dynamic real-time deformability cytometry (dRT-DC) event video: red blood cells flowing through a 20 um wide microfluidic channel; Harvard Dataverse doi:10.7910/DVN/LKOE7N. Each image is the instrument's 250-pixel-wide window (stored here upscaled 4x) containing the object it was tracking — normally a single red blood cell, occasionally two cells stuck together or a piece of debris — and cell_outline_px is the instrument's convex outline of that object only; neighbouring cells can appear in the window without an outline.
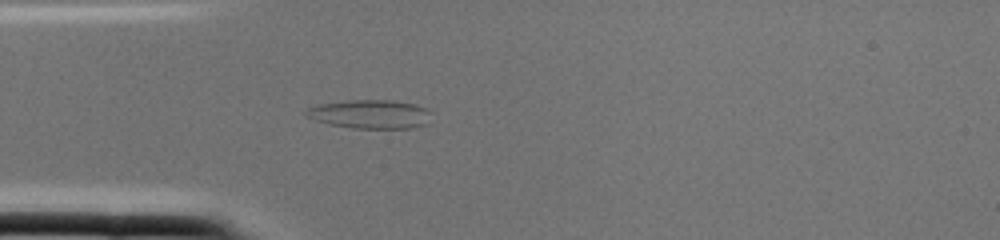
{"species": "common noctule bat (a hibernating species)", "species_latin": "Nyctalus noctula", "temperature_condition": "cold", "stored_images_in_passage": 2, "camera_frame_rate_fps": 3000, "um_per_image_px": 0.085, "animal": {"sex": "female", "body_mass_g": 22.0, "forearm_length_mm": 56.7}, "frame": {"image": 1, "passage_image": 2, "time_ms": 0.333, "image_size_px": [1000, 240], "cell_outline_px": [[432, 112], [428, 124], [412, 128], [352, 128], [332, 124], [316, 120], [304, 116], [304, 112], [308, 108], [320, 104], [352, 100], [392, 100], [416, 104]], "centroid_in_image_um": [31.51, 9.7], "position_along_channel_um": 53.5, "area_um2": 20.98}}